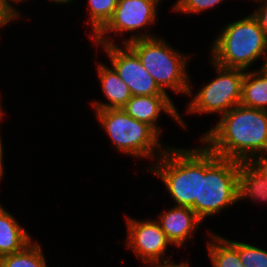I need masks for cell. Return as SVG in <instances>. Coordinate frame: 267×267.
Returning <instances> with one entry per match:
<instances>
[{"label": "cell", "mask_w": 267, "mask_h": 267, "mask_svg": "<svg viewBox=\"0 0 267 267\" xmlns=\"http://www.w3.org/2000/svg\"><path fill=\"white\" fill-rule=\"evenodd\" d=\"M245 198L252 202H267V178L250 162H239L238 201Z\"/></svg>", "instance_id": "15"}, {"label": "cell", "mask_w": 267, "mask_h": 267, "mask_svg": "<svg viewBox=\"0 0 267 267\" xmlns=\"http://www.w3.org/2000/svg\"><path fill=\"white\" fill-rule=\"evenodd\" d=\"M211 63L218 74L190 99L186 107L188 113H217L221 117L241 102L246 70Z\"/></svg>", "instance_id": "7"}, {"label": "cell", "mask_w": 267, "mask_h": 267, "mask_svg": "<svg viewBox=\"0 0 267 267\" xmlns=\"http://www.w3.org/2000/svg\"><path fill=\"white\" fill-rule=\"evenodd\" d=\"M32 241L26 229L0 204V257L20 252Z\"/></svg>", "instance_id": "14"}, {"label": "cell", "mask_w": 267, "mask_h": 267, "mask_svg": "<svg viewBox=\"0 0 267 267\" xmlns=\"http://www.w3.org/2000/svg\"><path fill=\"white\" fill-rule=\"evenodd\" d=\"M50 2L52 1L53 3H59V4H68L70 2H73V0H49Z\"/></svg>", "instance_id": "28"}, {"label": "cell", "mask_w": 267, "mask_h": 267, "mask_svg": "<svg viewBox=\"0 0 267 267\" xmlns=\"http://www.w3.org/2000/svg\"><path fill=\"white\" fill-rule=\"evenodd\" d=\"M238 168L239 161L218 157L204 144L199 201L191 207L202 221L238 202Z\"/></svg>", "instance_id": "4"}, {"label": "cell", "mask_w": 267, "mask_h": 267, "mask_svg": "<svg viewBox=\"0 0 267 267\" xmlns=\"http://www.w3.org/2000/svg\"><path fill=\"white\" fill-rule=\"evenodd\" d=\"M9 2H16V3H20V2H24V1H28V0H8Z\"/></svg>", "instance_id": "30"}, {"label": "cell", "mask_w": 267, "mask_h": 267, "mask_svg": "<svg viewBox=\"0 0 267 267\" xmlns=\"http://www.w3.org/2000/svg\"><path fill=\"white\" fill-rule=\"evenodd\" d=\"M161 0H119L112 18L107 24L91 39L99 47L100 45L115 44L108 36L113 34H124L137 32L129 39L123 40L122 45L136 39L156 37L153 33L139 32L157 20V7ZM118 33V34H117Z\"/></svg>", "instance_id": "8"}, {"label": "cell", "mask_w": 267, "mask_h": 267, "mask_svg": "<svg viewBox=\"0 0 267 267\" xmlns=\"http://www.w3.org/2000/svg\"><path fill=\"white\" fill-rule=\"evenodd\" d=\"M237 251L244 267H267V251L238 241Z\"/></svg>", "instance_id": "20"}, {"label": "cell", "mask_w": 267, "mask_h": 267, "mask_svg": "<svg viewBox=\"0 0 267 267\" xmlns=\"http://www.w3.org/2000/svg\"><path fill=\"white\" fill-rule=\"evenodd\" d=\"M264 58H265V62L263 63V65L260 67L261 69V71L263 72V73H265V74H267V44H266V49H265V51H264V56H263Z\"/></svg>", "instance_id": "27"}, {"label": "cell", "mask_w": 267, "mask_h": 267, "mask_svg": "<svg viewBox=\"0 0 267 267\" xmlns=\"http://www.w3.org/2000/svg\"><path fill=\"white\" fill-rule=\"evenodd\" d=\"M1 98V97H0ZM1 101V99H0ZM3 111H2V105H1V102H0V120L3 118Z\"/></svg>", "instance_id": "29"}, {"label": "cell", "mask_w": 267, "mask_h": 267, "mask_svg": "<svg viewBox=\"0 0 267 267\" xmlns=\"http://www.w3.org/2000/svg\"><path fill=\"white\" fill-rule=\"evenodd\" d=\"M266 44L267 36L251 13L223 27L211 46V61L226 68L248 70L264 56Z\"/></svg>", "instance_id": "3"}, {"label": "cell", "mask_w": 267, "mask_h": 267, "mask_svg": "<svg viewBox=\"0 0 267 267\" xmlns=\"http://www.w3.org/2000/svg\"><path fill=\"white\" fill-rule=\"evenodd\" d=\"M224 0H177L173 6L174 11L187 14H200L221 4Z\"/></svg>", "instance_id": "21"}, {"label": "cell", "mask_w": 267, "mask_h": 267, "mask_svg": "<svg viewBox=\"0 0 267 267\" xmlns=\"http://www.w3.org/2000/svg\"><path fill=\"white\" fill-rule=\"evenodd\" d=\"M42 248L37 242L29 243L22 251L0 257V267H47Z\"/></svg>", "instance_id": "18"}, {"label": "cell", "mask_w": 267, "mask_h": 267, "mask_svg": "<svg viewBox=\"0 0 267 267\" xmlns=\"http://www.w3.org/2000/svg\"><path fill=\"white\" fill-rule=\"evenodd\" d=\"M148 169L166 186L174 206L192 207L199 201L200 176H204V146L183 149L167 146Z\"/></svg>", "instance_id": "2"}, {"label": "cell", "mask_w": 267, "mask_h": 267, "mask_svg": "<svg viewBox=\"0 0 267 267\" xmlns=\"http://www.w3.org/2000/svg\"><path fill=\"white\" fill-rule=\"evenodd\" d=\"M250 163L267 178V156L266 152L254 157Z\"/></svg>", "instance_id": "24"}, {"label": "cell", "mask_w": 267, "mask_h": 267, "mask_svg": "<svg viewBox=\"0 0 267 267\" xmlns=\"http://www.w3.org/2000/svg\"><path fill=\"white\" fill-rule=\"evenodd\" d=\"M119 0H88L89 24H91L94 37L112 18Z\"/></svg>", "instance_id": "19"}, {"label": "cell", "mask_w": 267, "mask_h": 267, "mask_svg": "<svg viewBox=\"0 0 267 267\" xmlns=\"http://www.w3.org/2000/svg\"><path fill=\"white\" fill-rule=\"evenodd\" d=\"M200 141L218 157L250 162L267 153V111L234 106Z\"/></svg>", "instance_id": "1"}, {"label": "cell", "mask_w": 267, "mask_h": 267, "mask_svg": "<svg viewBox=\"0 0 267 267\" xmlns=\"http://www.w3.org/2000/svg\"><path fill=\"white\" fill-rule=\"evenodd\" d=\"M261 5L256 11L252 12L253 16L257 19L259 26L267 36V0H259Z\"/></svg>", "instance_id": "23"}, {"label": "cell", "mask_w": 267, "mask_h": 267, "mask_svg": "<svg viewBox=\"0 0 267 267\" xmlns=\"http://www.w3.org/2000/svg\"><path fill=\"white\" fill-rule=\"evenodd\" d=\"M153 267H189V264L187 262H180L175 264V261H173L169 263L159 264Z\"/></svg>", "instance_id": "25"}, {"label": "cell", "mask_w": 267, "mask_h": 267, "mask_svg": "<svg viewBox=\"0 0 267 267\" xmlns=\"http://www.w3.org/2000/svg\"><path fill=\"white\" fill-rule=\"evenodd\" d=\"M158 217L161 230L176 247L184 246L203 222L190 207L173 206Z\"/></svg>", "instance_id": "12"}, {"label": "cell", "mask_w": 267, "mask_h": 267, "mask_svg": "<svg viewBox=\"0 0 267 267\" xmlns=\"http://www.w3.org/2000/svg\"><path fill=\"white\" fill-rule=\"evenodd\" d=\"M110 59L112 68L127 84L132 96L168 95L143 67L138 55L127 45H101Z\"/></svg>", "instance_id": "10"}, {"label": "cell", "mask_w": 267, "mask_h": 267, "mask_svg": "<svg viewBox=\"0 0 267 267\" xmlns=\"http://www.w3.org/2000/svg\"><path fill=\"white\" fill-rule=\"evenodd\" d=\"M2 135H1V133H0V181H1V179H3L2 177H3V172H4V166H3V145H2Z\"/></svg>", "instance_id": "26"}, {"label": "cell", "mask_w": 267, "mask_h": 267, "mask_svg": "<svg viewBox=\"0 0 267 267\" xmlns=\"http://www.w3.org/2000/svg\"><path fill=\"white\" fill-rule=\"evenodd\" d=\"M240 104L267 111V74L260 69L245 71Z\"/></svg>", "instance_id": "16"}, {"label": "cell", "mask_w": 267, "mask_h": 267, "mask_svg": "<svg viewBox=\"0 0 267 267\" xmlns=\"http://www.w3.org/2000/svg\"><path fill=\"white\" fill-rule=\"evenodd\" d=\"M122 109L132 118L150 125L160 135L162 129L157 121L162 112L179 122L182 128H187L169 95L132 96Z\"/></svg>", "instance_id": "11"}, {"label": "cell", "mask_w": 267, "mask_h": 267, "mask_svg": "<svg viewBox=\"0 0 267 267\" xmlns=\"http://www.w3.org/2000/svg\"><path fill=\"white\" fill-rule=\"evenodd\" d=\"M127 45L138 55L143 67L164 91L170 88L174 93L192 96L187 73V60L192 55H184L173 49L161 37L133 40Z\"/></svg>", "instance_id": "5"}, {"label": "cell", "mask_w": 267, "mask_h": 267, "mask_svg": "<svg viewBox=\"0 0 267 267\" xmlns=\"http://www.w3.org/2000/svg\"><path fill=\"white\" fill-rule=\"evenodd\" d=\"M94 111L117 151L136 158L156 156L154 159L157 160L167 149L150 125L132 118L122 108Z\"/></svg>", "instance_id": "6"}, {"label": "cell", "mask_w": 267, "mask_h": 267, "mask_svg": "<svg viewBox=\"0 0 267 267\" xmlns=\"http://www.w3.org/2000/svg\"><path fill=\"white\" fill-rule=\"evenodd\" d=\"M20 16V12L8 0H0V29Z\"/></svg>", "instance_id": "22"}, {"label": "cell", "mask_w": 267, "mask_h": 267, "mask_svg": "<svg viewBox=\"0 0 267 267\" xmlns=\"http://www.w3.org/2000/svg\"><path fill=\"white\" fill-rule=\"evenodd\" d=\"M207 249L213 267H244L237 251V241L210 233Z\"/></svg>", "instance_id": "17"}, {"label": "cell", "mask_w": 267, "mask_h": 267, "mask_svg": "<svg viewBox=\"0 0 267 267\" xmlns=\"http://www.w3.org/2000/svg\"><path fill=\"white\" fill-rule=\"evenodd\" d=\"M98 79L101 90L107 102H92L94 110L122 108L132 97L127 84L118 76L117 72L105 64L98 63Z\"/></svg>", "instance_id": "13"}, {"label": "cell", "mask_w": 267, "mask_h": 267, "mask_svg": "<svg viewBox=\"0 0 267 267\" xmlns=\"http://www.w3.org/2000/svg\"><path fill=\"white\" fill-rule=\"evenodd\" d=\"M126 224L128 230L125 245L132 249L147 267L173 262L170 260L172 256L165 258L168 245L172 244L155 219L137 220L126 216Z\"/></svg>", "instance_id": "9"}]
</instances>
